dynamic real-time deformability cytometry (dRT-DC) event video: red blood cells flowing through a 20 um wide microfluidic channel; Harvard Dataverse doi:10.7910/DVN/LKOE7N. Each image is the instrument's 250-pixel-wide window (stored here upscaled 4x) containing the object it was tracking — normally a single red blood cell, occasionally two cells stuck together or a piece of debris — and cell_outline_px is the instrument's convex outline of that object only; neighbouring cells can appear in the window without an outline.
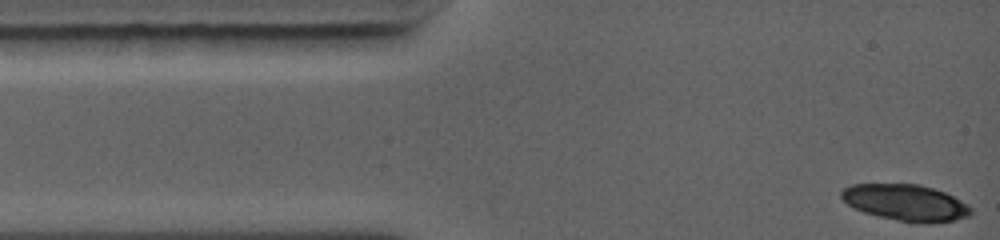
{"species": "common noctule bat (a hibernating species)", "species_latin": "Nyctalus noctula", "temperature_condition": "warm", "stored_images_in_passage": 3, "camera_frame_rate_fps": 5000, "um_per_image_px": 0.085, "animal": {"sex": "female", "body_mass_g": 19.0, "forearm_length_mm": 56.7}, "frame": {"image": 1, "passage_image": 1, "time_ms": 0.0, "image_size_px": [1000, 240], "cell_outline_px": [[972, 212], [968, 216], [956, 220], [920, 224], [896, 220], [864, 212], [848, 204], [840, 196], [840, 192], [844, 188], [852, 184], [920, 184], [944, 192], [968, 204], [972, 208]], "centroid_in_image_um": [77.0, 17.22], "position_along_channel_um": 8.0, "area_um2": 27.34}}